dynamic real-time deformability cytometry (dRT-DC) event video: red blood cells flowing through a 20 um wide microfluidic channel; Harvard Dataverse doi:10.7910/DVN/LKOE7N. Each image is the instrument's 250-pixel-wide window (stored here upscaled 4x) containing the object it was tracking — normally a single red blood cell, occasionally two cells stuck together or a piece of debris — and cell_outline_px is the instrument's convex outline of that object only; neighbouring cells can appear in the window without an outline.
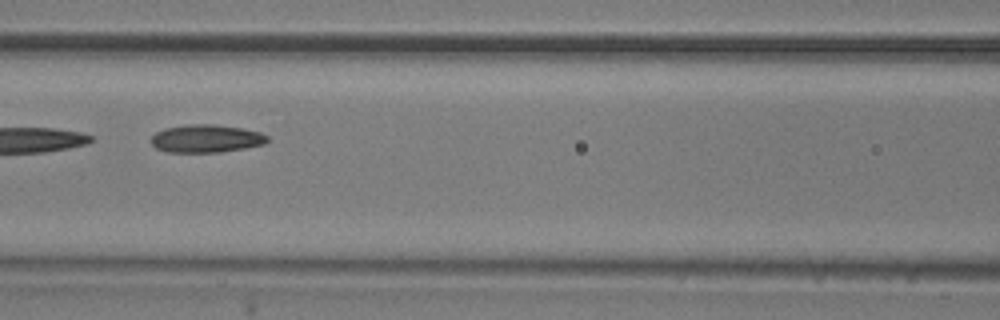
{"species": "common noctule bat (a hibernating species)", "species_latin": "Nyctalus noctula", "temperature_condition": "room temperature", "stored_images_in_passage": 6, "camera_frame_rate_fps": 3000, "um_per_image_px": 0.085, "animal": {"sex": "male", "body_mass_g": 20.5, "forearm_length_mm": 52.5}, "frame": {"image": 1, "passage_image": 3, "time_ms": 0.667, "image_size_px": [1000, 320], "cell_outline_px": [[268, 140], [264, 144], [244, 148], [220, 152], [168, 152], [156, 148], [148, 140], [156, 132], [164, 128], [188, 124], [212, 124], [240, 128], [260, 132], [268, 136]], "centroid_in_image_um": [17.48, 11.78], "position_along_channel_um": 149.1, "area_um2": 18.9}}
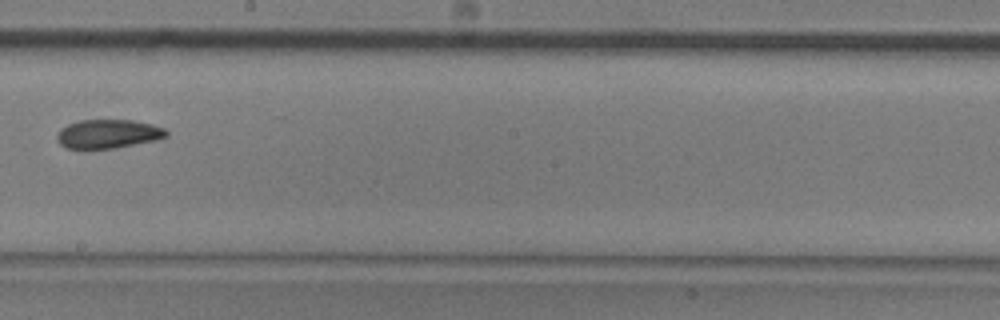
{"frame": {"image": 2, "passage_image": 5, "time_ms": 1.333, "image_size_px": [1000, 320], "cell_outline_px": [[168, 136], [156, 140], [116, 148], [64, 148], [56, 140], [56, 136], [60, 128], [68, 124], [80, 120], [132, 120], [152, 124], [164, 128], [168, 132]], "centroid_in_image_um": [9.18, 11.38], "position_along_channel_um": 239.0, "area_um2": 18.44}}
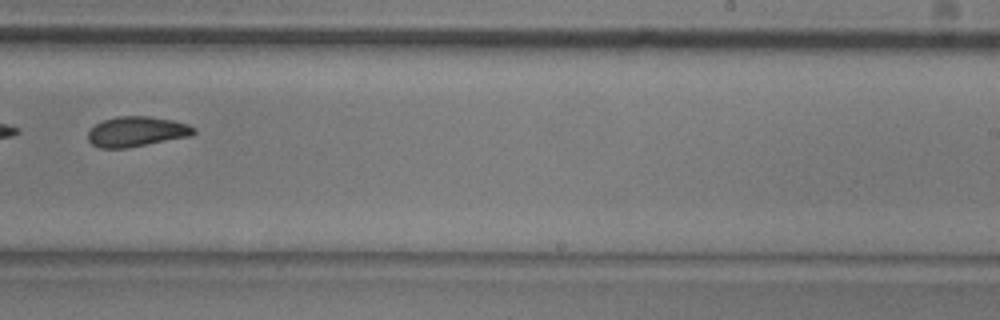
{"frame": {"image": 3, "passage_image": 6, "time_ms": 1.667, "image_size_px": [1000, 320], "cell_outline_px": [[196, 132], [192, 136], [124, 148], [100, 148], [92, 144], [88, 140], [88, 132], [96, 124], [104, 120], [116, 116], [148, 116], [172, 120], [188, 124], [196, 128]], "centroid_in_image_um": [11.63, 11.18], "position_along_channel_um": 277.4, "area_um2": 18.5}}